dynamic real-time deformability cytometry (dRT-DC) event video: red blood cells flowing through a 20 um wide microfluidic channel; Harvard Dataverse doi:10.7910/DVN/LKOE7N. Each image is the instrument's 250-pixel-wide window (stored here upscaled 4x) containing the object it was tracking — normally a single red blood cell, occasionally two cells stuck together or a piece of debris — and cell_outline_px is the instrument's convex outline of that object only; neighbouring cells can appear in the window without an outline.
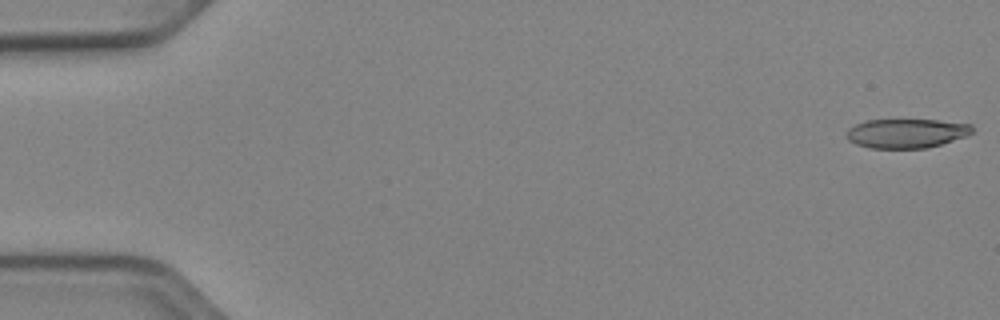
{"species": "Egyptian fruit bat (a non-hibernating species)", "species_latin": "Rousettus aegyptiacus", "temperature_condition": "cold", "stored_images_in_passage": 52, "camera_frame_rate_fps": 3000, "um_per_image_px": 0.085, "animal": {"sex": "female"}, "frame": {"image": 1, "passage_image": 1, "time_ms": 0.0, "image_size_px": [1000, 320], "cell_outline_px": [[972, 132], [968, 136], [940, 144], [924, 148], [872, 148], [856, 144], [848, 140], [844, 136], [848, 128], [856, 124], [868, 120], [936, 120], [972, 124]], "centroid_in_image_um": [77.03, 11.33], "position_along_channel_um": 8.0, "area_um2": 21.39}}
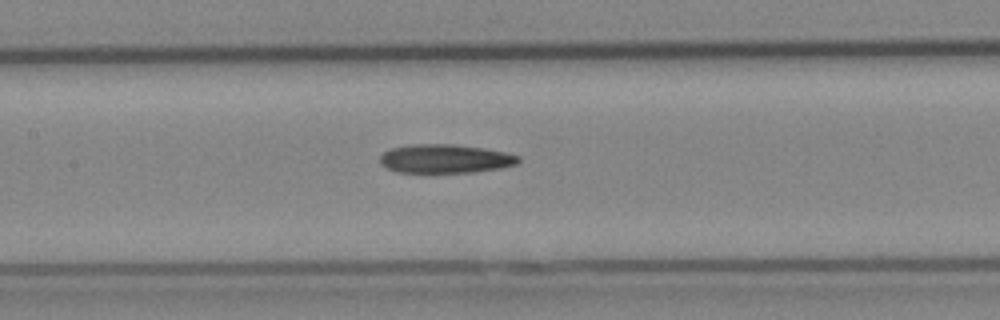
{"frame": {"image": 2, "passage_image": 25, "time_ms": 8.0, "image_size_px": [1000, 320], "cell_outline_px": [[520, 160], [516, 164], [500, 168], [472, 172], [396, 172], [384, 168], [380, 164], [380, 156], [384, 152], [392, 148], [412, 144], [452, 144], [484, 148], [504, 152], [520, 156]], "centroid_in_image_um": [37.81, 13.49], "position_along_channel_um": 169.6, "area_um2": 23.18}}
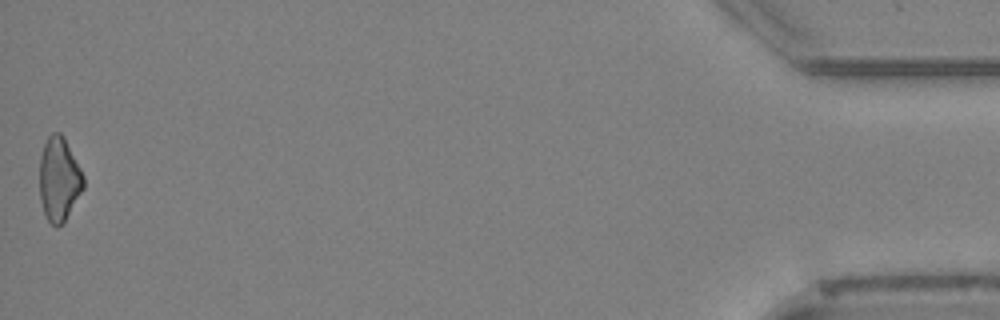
{"frame": {"image": 3, "passage_image": 52, "time_ms": 17.0, "image_size_px": [1000, 320], "cell_outline_px": [[84, 188], [64, 224], [52, 224], [48, 220], [44, 212], [40, 200], [40, 156], [44, 144], [48, 136], [52, 132], [60, 132], [64, 136], [84, 176]], "centroid_in_image_um": [5.03, 15.22], "position_along_channel_um": 430.2, "area_um2": 21.5}}